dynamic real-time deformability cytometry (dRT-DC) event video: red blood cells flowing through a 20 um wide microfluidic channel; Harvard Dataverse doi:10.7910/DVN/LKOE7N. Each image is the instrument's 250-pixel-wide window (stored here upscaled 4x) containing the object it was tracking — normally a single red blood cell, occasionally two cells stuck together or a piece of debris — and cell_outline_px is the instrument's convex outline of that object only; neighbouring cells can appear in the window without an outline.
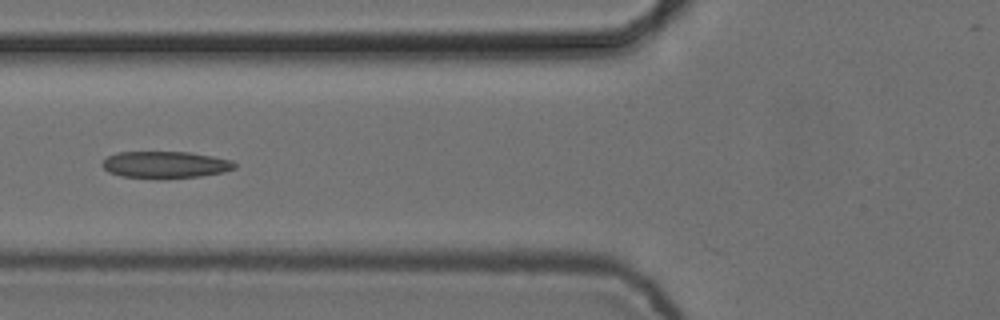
{"species": "common noctule bat (a hibernating species)", "species_latin": "Nyctalus noctula", "temperature_condition": "cold", "stored_images_in_passage": 6, "camera_frame_rate_fps": 3000, "um_per_image_px": 0.085, "animal": {"sex": "female", "body_mass_g": 24.6, "forearm_length_mm": 56.2}, "frame": {"image": 1, "passage_image": 6, "time_ms": 1.667, "image_size_px": [1000, 320], "cell_outline_px": [[236, 168], [224, 172], [200, 176], [156, 180], [120, 176], [108, 172], [100, 164], [108, 156], [116, 152], [188, 152], [212, 156], [232, 160], [236, 164]], "centroid_in_image_um": [14.03, 14.02], "position_along_channel_um": 111.8, "area_um2": 21.15}}